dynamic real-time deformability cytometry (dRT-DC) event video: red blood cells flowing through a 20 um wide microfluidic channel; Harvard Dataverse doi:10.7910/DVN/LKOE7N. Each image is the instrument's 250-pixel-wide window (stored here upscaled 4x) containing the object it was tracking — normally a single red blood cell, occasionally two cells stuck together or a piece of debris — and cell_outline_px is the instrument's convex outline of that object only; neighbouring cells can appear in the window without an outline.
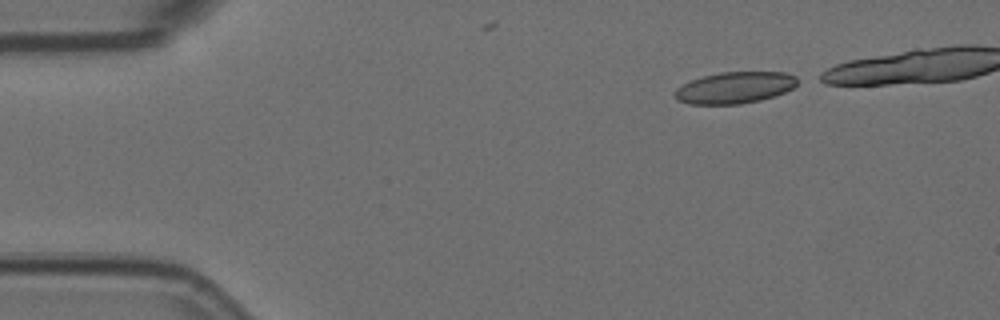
{"species": "Egyptian fruit bat (a non-hibernating species)", "species_latin": "Rousettus aegyptiacus", "temperature_condition": "room temperature", "stored_images_in_passage": 5, "camera_frame_rate_fps": 3000, "um_per_image_px": 0.085, "animal": {"sex": "female"}, "frame": {"image": 1, "passage_image": 1, "time_ms": 0.0, "image_size_px": [1000, 320], "cell_outline_px": [[796, 84], [792, 88], [784, 92], [760, 100], [740, 104], [688, 104], [676, 100], [672, 92], [676, 88], [692, 80], [704, 76], [720, 72], [784, 72], [796, 76]], "centroid_in_image_um": [62.4, 7.45], "position_along_channel_um": 22.6, "area_um2": 22.43}}